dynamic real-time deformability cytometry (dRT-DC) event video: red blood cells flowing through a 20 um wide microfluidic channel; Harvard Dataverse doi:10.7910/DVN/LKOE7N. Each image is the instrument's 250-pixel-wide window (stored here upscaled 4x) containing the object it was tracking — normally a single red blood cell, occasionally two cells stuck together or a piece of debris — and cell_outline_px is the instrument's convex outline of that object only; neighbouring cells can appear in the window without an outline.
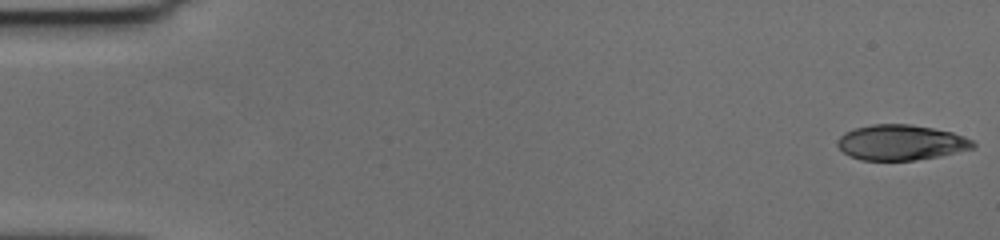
{"species": "human", "species_latin": "Homo sapiens", "temperature_condition": "cold", "stored_images_in_passage": 58, "camera_frame_rate_fps": 3000, "um_per_image_px": 0.085, "donor": {"sex": "female"}, "frame": {"image": 1, "passage_image": 1, "time_ms": 0.0, "image_size_px": [1000, 240], "cell_outline_px": [[976, 148], [916, 160], [860, 160], [848, 156], [836, 144], [836, 140], [844, 132], [856, 128], [872, 124], [912, 124], [952, 132], [964, 136], [972, 140], [976, 144]], "centroid_in_image_um": [76.56, 12.11], "position_along_channel_um": 8.4, "area_um2": 27.98}}
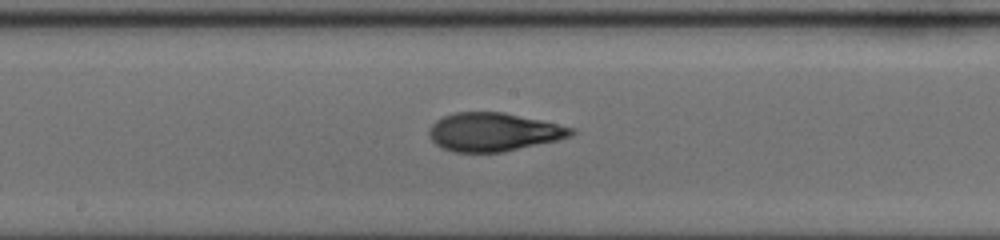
{"frame": {"image": 2, "passage_image": 31, "time_ms": 10.0, "image_size_px": [1000, 240], "cell_outline_px": [[576, 132], [572, 136], [556, 140], [504, 152], [452, 152], [440, 148], [428, 136], [428, 128], [436, 120], [452, 112], [504, 112], [576, 128]], "centroid_in_image_um": [41.92, 11.22], "position_along_channel_um": 206.3, "area_um2": 32.02}}
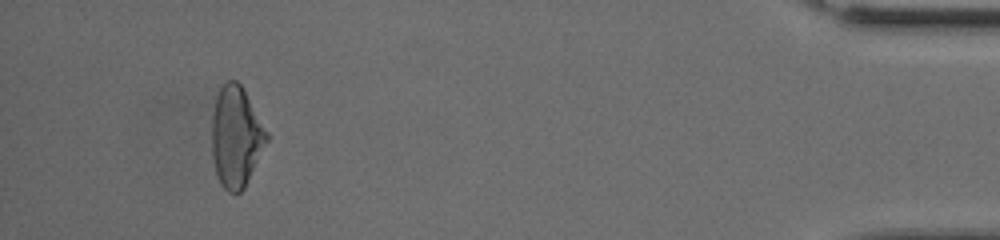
{"frame": {"image": 3, "passage_image": 54, "time_ms": 17.667, "image_size_px": [1000, 240], "cell_outline_px": [[268, 140], [244, 188], [240, 192], [228, 192], [220, 184], [216, 172], [212, 156], [212, 116], [216, 96], [220, 88], [228, 80], [236, 80], [240, 84], [268, 132]], "centroid_in_image_um": [20.05, 11.63], "position_along_channel_um": 415.1, "area_um2": 31.91}, "authors_computed_cell_mechanics": {"area_um2": 31.4143, "velocity_mm_per_s": 3.5991, "shape_relaxation_time_tau1_ms": 6.3521, "shape_relaxation_time_tau2_ms": 1.9932, "deformation_change_tau1": 0.2284, "deformation_change_tau2": 0.0914}}